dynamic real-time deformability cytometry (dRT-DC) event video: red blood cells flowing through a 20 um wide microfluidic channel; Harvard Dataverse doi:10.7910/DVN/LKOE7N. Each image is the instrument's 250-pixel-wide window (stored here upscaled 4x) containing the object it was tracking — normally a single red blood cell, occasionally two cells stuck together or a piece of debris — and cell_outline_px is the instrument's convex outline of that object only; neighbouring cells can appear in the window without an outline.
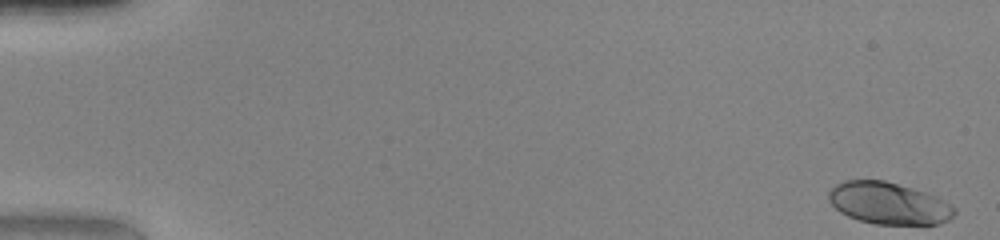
{"species": "human", "species_latin": "Homo sapiens", "temperature_condition": "warm", "stored_images_in_passage": 25, "camera_frame_rate_fps": 3000, "um_per_image_px": 0.085, "donor": {"sex": "female"}, "frame": {"image": 1, "passage_image": 1, "time_ms": 0.0, "image_size_px": [1000, 240], "cell_outline_px": [[956, 212], [948, 220], [940, 224], [876, 224], [860, 220], [848, 216], [840, 212], [828, 200], [828, 192], [836, 184], [844, 180], [884, 180], [912, 188], [936, 196], [952, 204], [956, 208]], "centroid_in_image_um": [75.54, 17.28], "position_along_channel_um": 9.5, "area_um2": 30.69}}
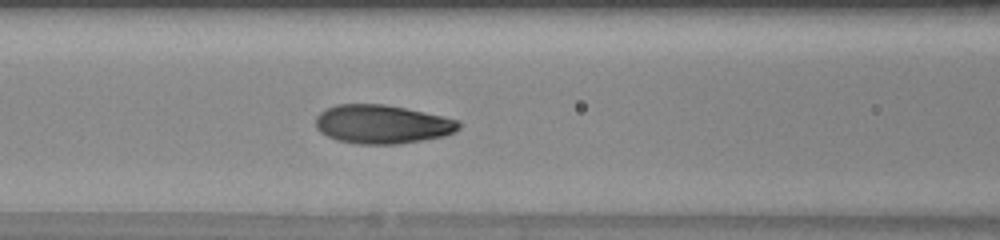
{"frame": {"image": 2, "passage_image": 22, "time_ms": 7.0, "image_size_px": [1000, 240], "cell_outline_px": [[460, 128], [456, 132], [444, 136], [396, 144], [356, 144], [336, 140], [320, 132], [316, 128], [316, 116], [320, 112], [336, 104], [384, 104], [444, 116], [460, 120]], "centroid_in_image_um": [32.49, 10.56], "position_along_channel_um": 134.1, "area_um2": 32.37}}
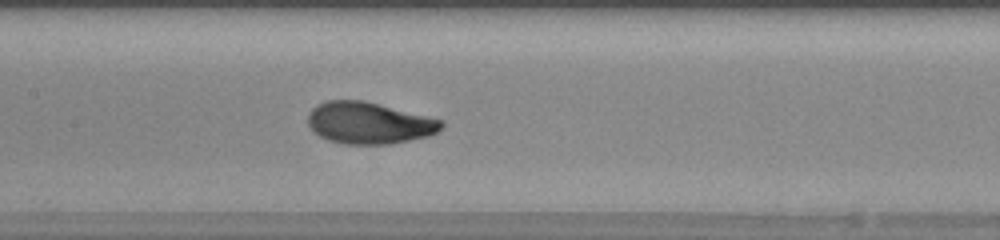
{"frame": {"image": 3, "passage_image": 25, "time_ms": 8.0, "image_size_px": [1000, 240], "cell_outline_px": [[444, 124], [436, 132], [428, 136], [392, 144], [344, 144], [328, 140], [320, 136], [308, 124], [308, 112], [316, 104], [328, 100], [364, 100], [444, 120]], "centroid_in_image_um": [31.36, 10.45], "position_along_channel_um": 176.0, "area_um2": 32.48}}